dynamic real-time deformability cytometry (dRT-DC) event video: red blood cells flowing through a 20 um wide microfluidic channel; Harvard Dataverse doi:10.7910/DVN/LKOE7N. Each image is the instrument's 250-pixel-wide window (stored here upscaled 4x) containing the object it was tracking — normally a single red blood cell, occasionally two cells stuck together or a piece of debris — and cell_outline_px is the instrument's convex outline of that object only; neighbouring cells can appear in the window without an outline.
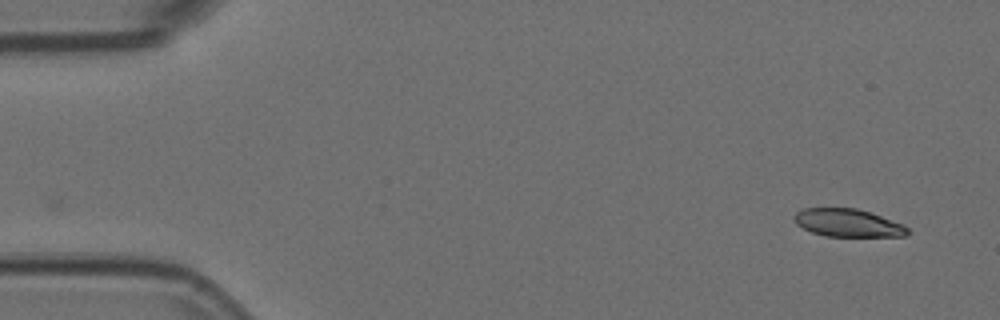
{"species": "Egyptian fruit bat (a non-hibernating species)", "species_latin": "Rousettus aegyptiacus", "temperature_condition": "room temperature", "stored_images_in_passage": 2, "camera_frame_rate_fps": 3000, "um_per_image_px": 0.085, "animal": {"sex": "female"}, "frame": {"image": 1, "passage_image": 2, "time_ms": 0.333, "image_size_px": [1000, 320], "cell_outline_px": [[912, 232], [908, 236], [824, 236], [812, 232], [796, 224], [792, 216], [796, 212], [804, 208], [856, 208], [904, 224]], "centroid_in_image_um": [72.08, 18.95], "position_along_channel_um": 12.9, "area_um2": 18.44}}